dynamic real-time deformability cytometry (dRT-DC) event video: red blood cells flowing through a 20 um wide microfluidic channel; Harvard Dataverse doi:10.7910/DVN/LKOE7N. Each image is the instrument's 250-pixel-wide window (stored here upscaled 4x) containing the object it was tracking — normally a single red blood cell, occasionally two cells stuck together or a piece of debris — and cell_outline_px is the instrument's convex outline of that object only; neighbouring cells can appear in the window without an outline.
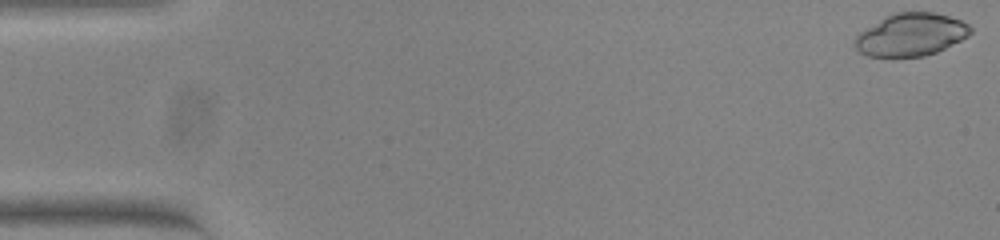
{"species": "common noctule bat (a hibernating species)", "species_latin": "Nyctalus noctula", "temperature_condition": "warm", "stored_images_in_passage": 53, "camera_frame_rate_fps": 3000, "um_per_image_px": 0.085, "animal": {"sex": "female", "body_mass_g": 23.0, "forearm_length_mm": 53.4}, "frame": {"image": 1, "passage_image": 1, "time_ms": 0.0, "image_size_px": [1000, 240], "cell_outline_px": [[972, 32], [968, 36], [936, 52], [924, 56], [868, 56], [860, 52], [856, 48], [856, 36], [860, 32], [884, 16], [892, 12], [932, 12], [948, 16], [960, 20], [968, 24], [972, 28]], "centroid_in_image_um": [77.43, 2.93], "position_along_channel_um": 7.6, "area_um2": 28.44}}